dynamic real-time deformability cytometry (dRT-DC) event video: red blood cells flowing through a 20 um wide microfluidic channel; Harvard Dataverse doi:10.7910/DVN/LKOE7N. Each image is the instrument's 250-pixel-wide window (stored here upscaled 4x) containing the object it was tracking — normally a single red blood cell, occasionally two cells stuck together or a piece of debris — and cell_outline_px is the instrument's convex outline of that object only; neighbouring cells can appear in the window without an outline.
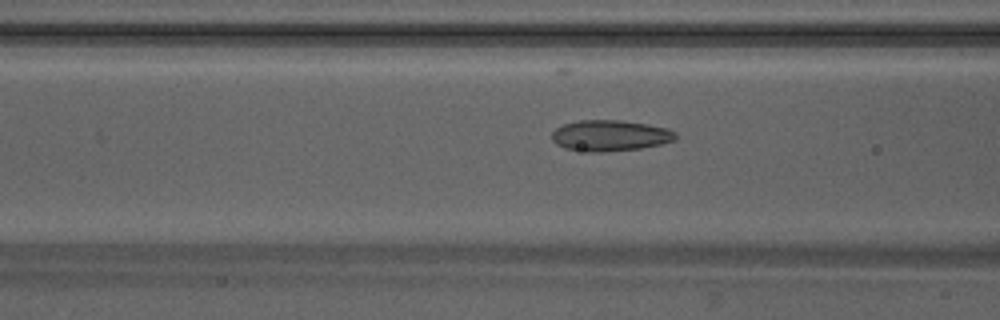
{"species": "Egyptian fruit bat (a non-hibernating species)", "species_latin": "Rousettus aegyptiacus", "temperature_condition": "warm", "stored_images_in_passage": 16, "camera_frame_rate_fps": 3000, "um_per_image_px": 0.085, "animal": {"sex": "male"}, "frame": {"image": 1, "passage_image": 11, "time_ms": 3.333, "image_size_px": [1000, 320], "cell_outline_px": [[676, 140], [660, 144], [640, 148], [604, 152], [588, 152], [564, 148], [556, 144], [552, 140], [552, 132], [556, 128], [564, 124], [580, 120], [620, 120], [648, 124], [668, 128], [676, 132]], "centroid_in_image_um": [51.86, 11.52], "position_along_channel_um": 114.7, "area_um2": 22.43}}